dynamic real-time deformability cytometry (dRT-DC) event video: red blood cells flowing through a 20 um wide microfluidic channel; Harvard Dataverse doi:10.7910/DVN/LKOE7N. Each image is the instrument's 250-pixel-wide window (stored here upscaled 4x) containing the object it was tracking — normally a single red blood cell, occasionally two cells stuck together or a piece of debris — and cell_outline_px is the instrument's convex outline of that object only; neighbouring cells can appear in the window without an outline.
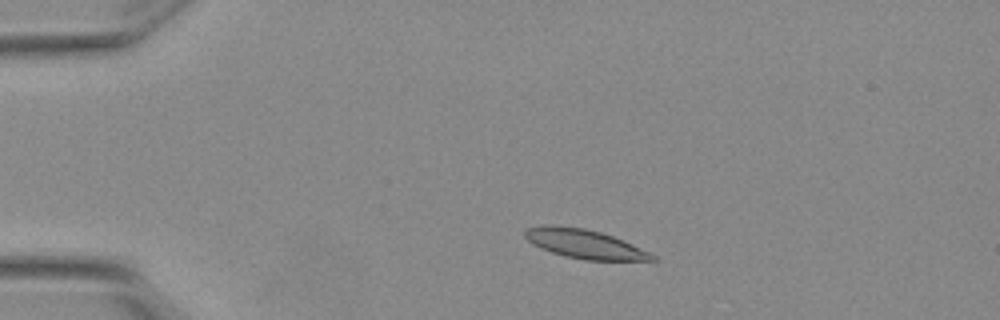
{"species": "Egyptian fruit bat (a non-hibernating species)", "species_latin": "Rousettus aegyptiacus", "temperature_condition": "warm", "stored_images_in_passage": 4, "camera_frame_rate_fps": 3000, "um_per_image_px": 0.085, "animal": {"sex": "female"}, "frame": {"image": 1, "passage_image": 2, "time_ms": 0.333, "image_size_px": [1000, 320], "cell_outline_px": [[656, 260], [584, 260], [564, 256], [540, 248], [532, 244], [524, 236], [524, 232], [528, 228], [548, 224], [552, 224], [584, 228], [600, 232], [612, 236], [648, 252], [656, 256]], "centroid_in_image_um": [49.62, 20.73], "position_along_channel_um": 35.4, "area_um2": 21.27}}
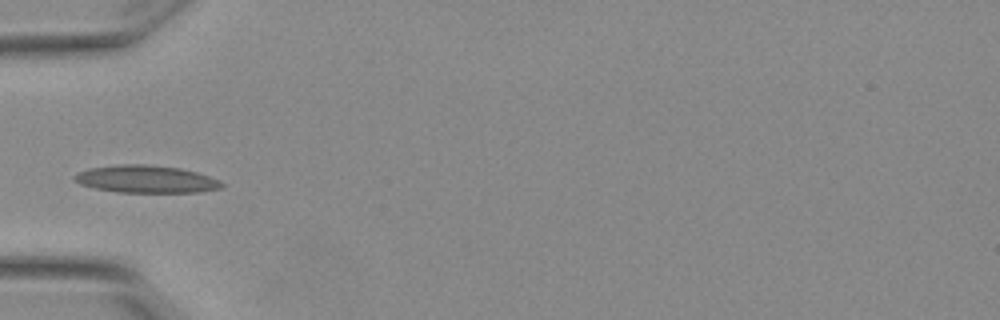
{"frame": {"image": 2, "passage_image": 4, "time_ms": 1.0, "image_size_px": [1000, 320], "cell_outline_px": [[224, 184], [220, 188], [200, 192], [116, 192], [96, 188], [80, 184], [72, 176], [88, 168], [120, 164], [144, 164], [180, 168], [196, 172], [208, 176]], "centroid_in_image_um": [12.39, 15.22], "position_along_channel_um": 72.6, "area_um2": 23.29}}